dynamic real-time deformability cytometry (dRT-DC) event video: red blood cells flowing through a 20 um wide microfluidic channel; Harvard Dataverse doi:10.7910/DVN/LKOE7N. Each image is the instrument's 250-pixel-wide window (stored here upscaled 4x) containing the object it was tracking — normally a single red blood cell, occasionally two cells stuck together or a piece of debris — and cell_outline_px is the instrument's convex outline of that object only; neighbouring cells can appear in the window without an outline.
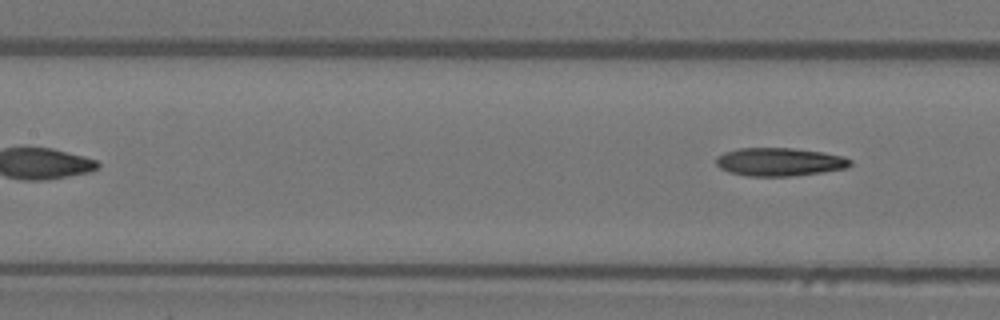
{"species": "Egyptian fruit bat (a non-hibernating species)", "species_latin": "Rousettus aegyptiacus", "temperature_condition": "warm", "stored_images_in_passage": 7, "segment_of_instrument_passage": [2, 2], "camera_frame_rate_fps": 3000, "um_per_image_px": 0.085, "animal": {"sex": "female"}, "frame": {"image": 1, "passage_image": 7, "time_ms": 2.0, "image_size_px": [1000, 320], "cell_outline_px": [[852, 164], [848, 168], [792, 176], [748, 176], [728, 172], [720, 168], [716, 164], [716, 156], [724, 152], [740, 148], [792, 148], [824, 152], [844, 156], [852, 160]], "centroid_in_image_um": [66.26, 13.76], "position_along_channel_um": 141.1, "area_um2": 22.2}}